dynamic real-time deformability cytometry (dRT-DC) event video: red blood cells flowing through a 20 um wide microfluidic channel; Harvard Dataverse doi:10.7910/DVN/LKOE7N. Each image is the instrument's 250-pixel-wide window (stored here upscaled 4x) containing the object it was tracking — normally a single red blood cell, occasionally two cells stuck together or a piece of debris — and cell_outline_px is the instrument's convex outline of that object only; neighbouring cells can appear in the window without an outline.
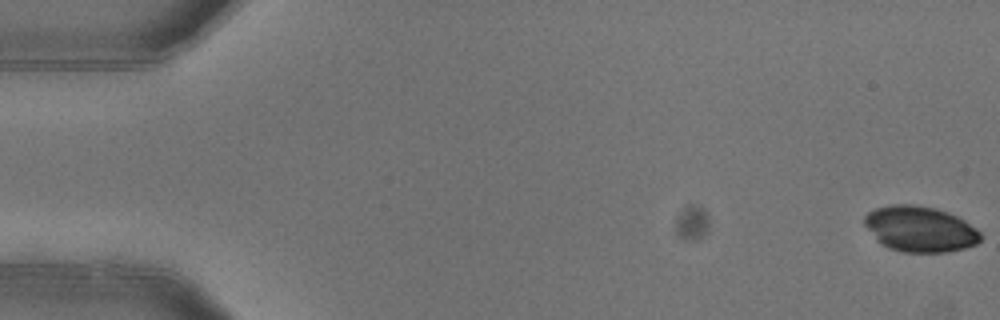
{"species": "common noctule bat (a hibernating species)", "species_latin": "Nyctalus noctula", "temperature_condition": "warm", "stored_images_in_passage": 4, "camera_frame_rate_fps": 3000, "um_per_image_px": 0.085, "animal": {"sex": "female"}, "frame": {"image": 1, "passage_image": 1, "time_ms": 0.0, "image_size_px": [1000, 320], "cell_outline_px": [[980, 240], [976, 244], [964, 248], [948, 252], [904, 252], [888, 248], [880, 244], [876, 240], [864, 224], [864, 216], [868, 212], [876, 208], [892, 204], [912, 204], [936, 208], [956, 216], [964, 220], [976, 228], [980, 232]], "centroid_in_image_um": [78.17, 19.47], "position_along_channel_um": 6.8, "area_um2": 30.92}}